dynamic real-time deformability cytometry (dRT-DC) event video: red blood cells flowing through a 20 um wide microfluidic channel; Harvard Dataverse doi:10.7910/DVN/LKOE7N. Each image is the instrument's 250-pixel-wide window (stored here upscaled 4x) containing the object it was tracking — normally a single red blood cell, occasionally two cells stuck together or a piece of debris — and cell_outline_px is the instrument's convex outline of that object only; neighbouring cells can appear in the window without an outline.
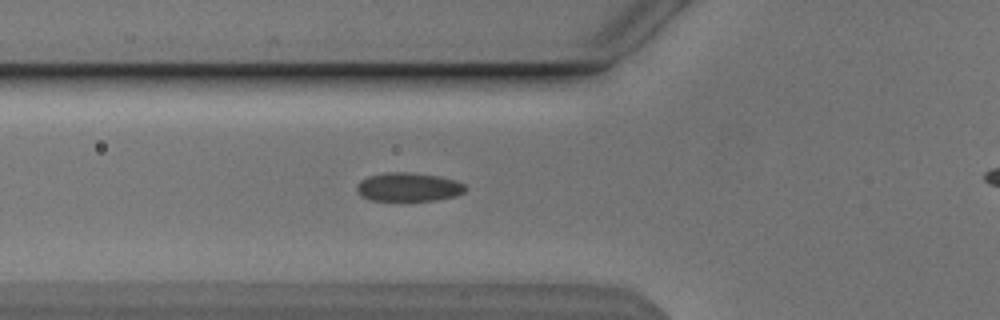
{"species": "Egyptian fruit bat (a non-hibernating species)", "species_latin": "Rousettus aegyptiacus", "temperature_condition": "cold", "stored_images_in_passage": 40, "camera_frame_rate_fps": 3000, "um_per_image_px": 0.085, "animal": {"sex": "male"}, "frame": {"image": 1, "passage_image": 12, "time_ms": 3.667, "image_size_px": [1000, 320], "cell_outline_px": [[468, 188], [464, 192], [456, 196], [436, 200], [400, 204], [368, 200], [360, 196], [356, 192], [356, 184], [360, 180], [368, 176], [388, 172], [412, 172], [440, 176], [456, 180], [464, 184]], "centroid_in_image_um": [34.68, 15.95], "position_along_channel_um": 91.1, "area_um2": 19.42}}
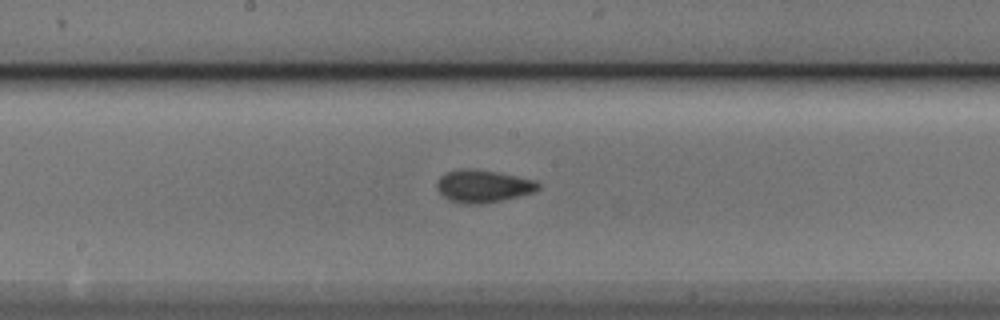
{"frame": {"image": 2, "passage_image": 21, "time_ms": 6.667, "image_size_px": [1000, 320], "cell_outline_px": [[540, 188], [536, 192], [520, 196], [484, 204], [460, 204], [448, 200], [436, 188], [436, 184], [440, 176], [448, 172], [460, 168], [468, 168], [496, 172], [536, 180], [540, 184]], "centroid_in_image_um": [41.07, 15.84], "position_along_channel_um": 207.1, "area_um2": 19.42}}
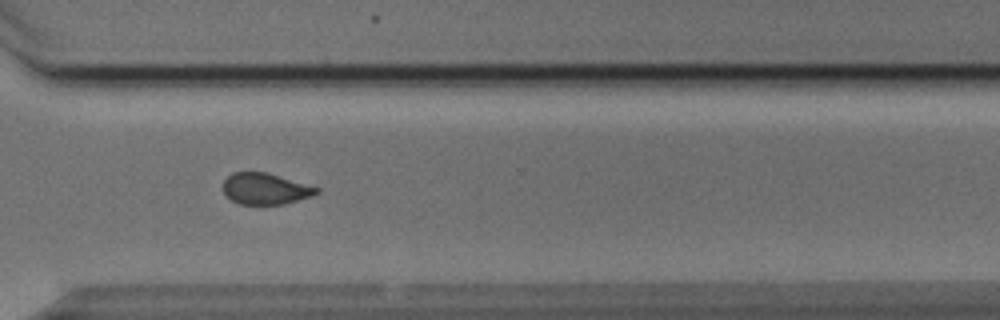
{"frame": {"image": 3, "passage_image": 32, "time_ms": 10.333, "image_size_px": [1000, 320], "cell_outline_px": [[320, 192], [312, 196], [284, 204], [240, 204], [224, 196], [224, 180], [232, 172], [268, 172], [320, 188]], "centroid_in_image_um": [22.56, 16.04], "position_along_channel_um": 348.0, "area_um2": 17.11}}